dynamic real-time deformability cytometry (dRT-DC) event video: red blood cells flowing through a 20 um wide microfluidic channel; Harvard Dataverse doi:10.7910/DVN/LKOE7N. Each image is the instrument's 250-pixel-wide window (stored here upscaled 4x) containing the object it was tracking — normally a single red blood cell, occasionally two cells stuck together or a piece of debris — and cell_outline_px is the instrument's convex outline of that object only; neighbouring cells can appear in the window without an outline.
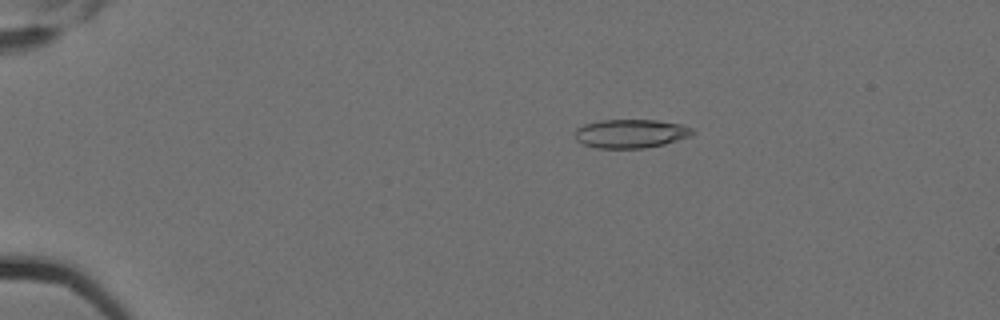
{"species": "Egyptian fruit bat (a non-hibernating species)", "species_latin": "Rousettus aegyptiacus", "temperature_condition": "cold", "stored_images_in_passage": 5, "camera_frame_rate_fps": 3000, "um_per_image_px": 0.085, "animal": {"sex": "female"}, "frame": {"image": 1, "passage_image": 3, "time_ms": 0.667, "image_size_px": [1000, 320], "cell_outline_px": [[696, 132], [692, 136], [664, 144], [644, 148], [596, 148], [584, 144], [576, 140], [576, 128], [584, 124], [600, 120], [656, 120], [680, 124], [692, 128]], "centroid_in_image_um": [53.63, 11.35], "position_along_channel_um": 31.4, "area_um2": 19.71}}